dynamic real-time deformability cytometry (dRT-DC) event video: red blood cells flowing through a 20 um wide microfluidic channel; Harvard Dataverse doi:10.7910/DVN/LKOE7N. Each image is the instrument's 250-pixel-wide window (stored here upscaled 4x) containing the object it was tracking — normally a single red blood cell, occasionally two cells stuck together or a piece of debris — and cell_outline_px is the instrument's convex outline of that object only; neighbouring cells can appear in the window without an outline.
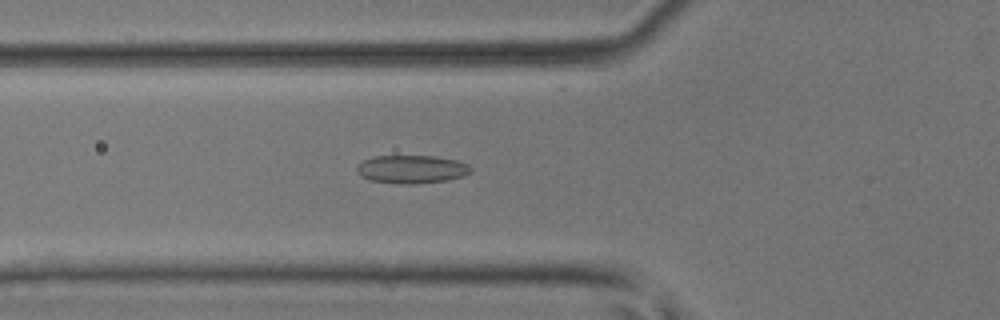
{"species": "common noctule bat (a hibernating species)", "species_latin": "Nyctalus noctula", "temperature_condition": "room temperature", "stored_images_in_passage": 51, "camera_frame_rate_fps": 3000, "um_per_image_px": 0.085, "animal": {"sex": "male", "body_mass_g": 17.9, "forearm_length_mm": 54.2}, "frame": {"image": 1, "passage_image": 19, "time_ms": 6.0, "image_size_px": [1000, 320], "cell_outline_px": [[472, 172], [464, 176], [448, 180], [416, 184], [400, 184], [368, 180], [360, 176], [356, 172], [356, 168], [364, 160], [372, 156], [436, 156], [456, 160], [468, 164], [472, 168]], "centroid_in_image_um": [35.0, 14.39], "position_along_channel_um": 90.8, "area_um2": 18.96}}
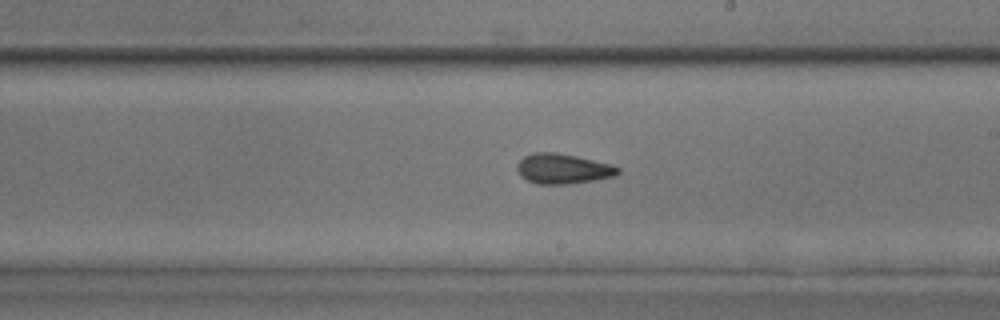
{"frame": {"image": 2, "passage_image": 30, "time_ms": 9.667, "image_size_px": [1000, 320], "cell_outline_px": [[620, 172], [616, 176], [592, 180], [564, 184], [536, 184], [520, 176], [516, 168], [516, 164], [524, 156], [532, 152], [556, 152], [576, 156], [612, 164], [620, 168]], "centroid_in_image_um": [47.83, 14.33], "position_along_channel_um": 241.2, "area_um2": 17.74}}
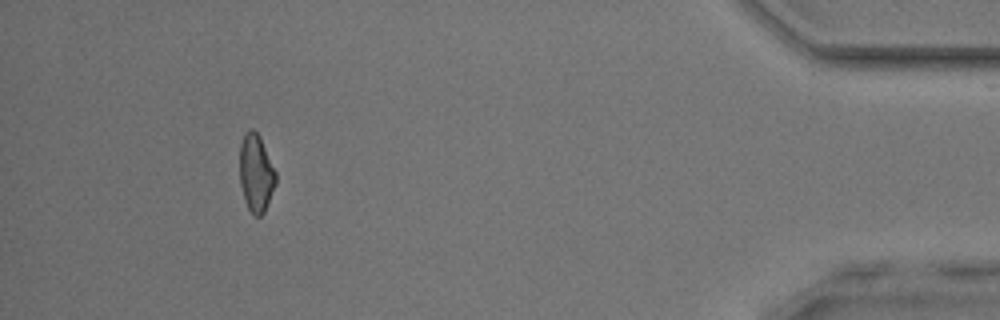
{"frame": {"image": 3, "passage_image": 47, "time_ms": 15.333, "image_size_px": [1000, 320], "cell_outline_px": [[276, 184], [264, 212], [260, 216], [256, 216], [248, 208], [244, 200], [240, 184], [240, 144], [244, 132], [248, 128], [252, 128], [260, 136], [276, 172]], "centroid_in_image_um": [21.75, 14.68], "position_along_channel_um": 413.4, "area_um2": 16.42}, "authors_computed_cell_mechanics": {"area_um2": 17.629, "velocity_mm_per_s": 4.1065, "shape_relaxation_time_tau1_ms": null, "shape_relaxation_time_tau2_ms": 3.3552, "deformation_change_tau1": null, "deformation_change_tau2": 0.1205}}